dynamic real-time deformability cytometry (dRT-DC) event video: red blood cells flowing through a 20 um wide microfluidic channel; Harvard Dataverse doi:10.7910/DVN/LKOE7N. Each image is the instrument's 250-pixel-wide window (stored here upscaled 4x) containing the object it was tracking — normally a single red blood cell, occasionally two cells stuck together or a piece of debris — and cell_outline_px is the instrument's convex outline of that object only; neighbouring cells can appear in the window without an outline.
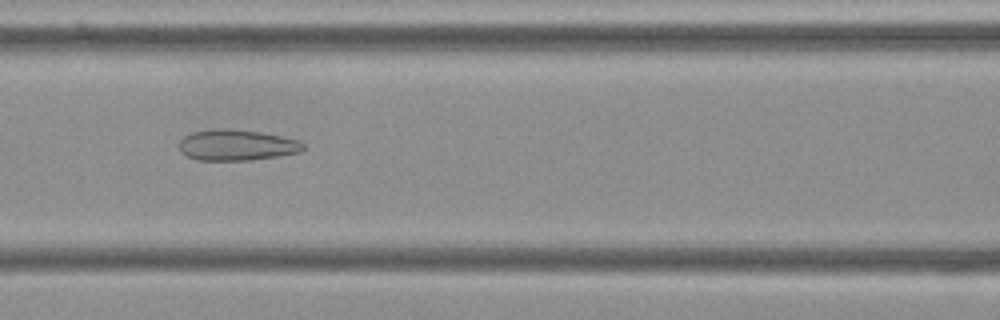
{"species": "Egyptian fruit bat (a non-hibernating species)", "species_latin": "Rousettus aegyptiacus", "temperature_condition": "cold", "stored_images_in_passage": 45, "camera_frame_rate_fps": 3000, "um_per_image_px": 0.085, "frame": {"image": 1, "passage_image": 13, "time_ms": 4.0, "image_size_px": [1000, 320], "cell_outline_px": [[304, 148], [300, 152], [252, 160], [196, 160], [180, 152], [180, 140], [184, 136], [192, 132], [216, 128], [224, 128], [260, 132], [300, 140], [304, 144]], "centroid_in_image_um": [20.11, 12.33], "position_along_channel_um": 146.5, "area_um2": 22.31}}
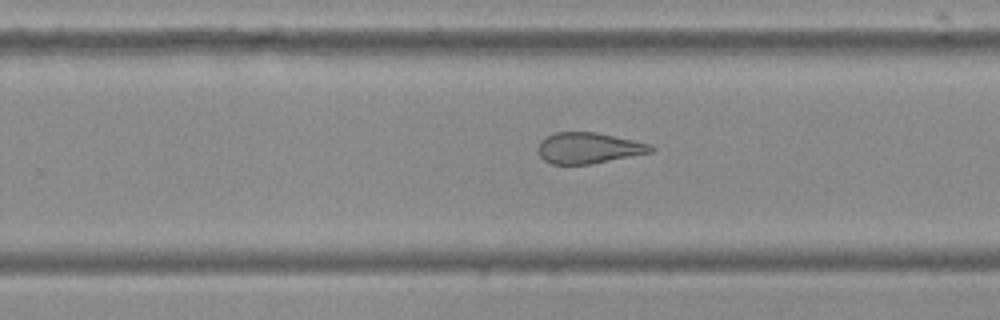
{"frame": {"image": 2, "passage_image": 24, "time_ms": 7.667, "image_size_px": [1000, 320], "cell_outline_px": [[656, 148], [652, 152], [592, 164], [552, 164], [544, 160], [540, 156], [540, 140], [556, 132], [596, 132], [652, 144]], "centroid_in_image_um": [50.08, 12.58], "position_along_channel_um": 279.7, "area_um2": 20.23}}
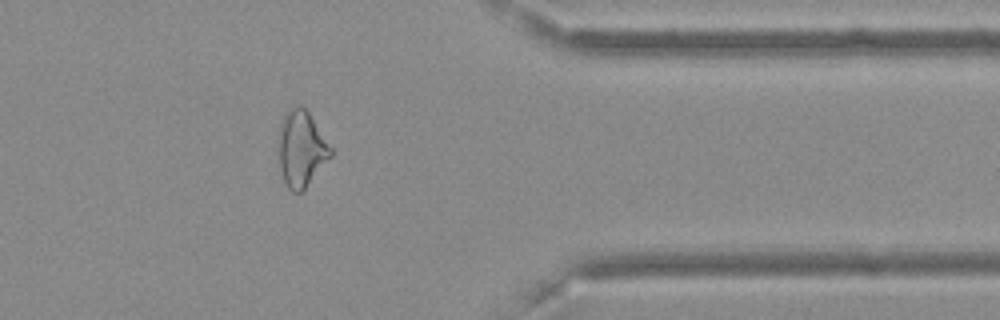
{"frame": {"image": 3, "passage_image": 34, "time_ms": 11.0, "image_size_px": [1000, 320], "cell_outline_px": [[332, 156], [304, 188], [300, 192], [292, 192], [288, 188], [284, 180], [280, 168], [276, 148], [280, 124], [284, 116], [292, 108], [300, 104], [308, 112], [332, 148]], "centroid_in_image_um": [25.58, 12.65], "position_along_channel_um": 385.8, "area_um2": 23.0}, "authors_computed_cell_mechanics": {"area_um2": 23.12, "velocity_mm_per_s": 3.6456, "shape_relaxation_time_tau1_ms": null, "shape_relaxation_time_tau2_ms": 2.4622, "deformation_change_tau1": null, "deformation_change_tau2": 0.127}}